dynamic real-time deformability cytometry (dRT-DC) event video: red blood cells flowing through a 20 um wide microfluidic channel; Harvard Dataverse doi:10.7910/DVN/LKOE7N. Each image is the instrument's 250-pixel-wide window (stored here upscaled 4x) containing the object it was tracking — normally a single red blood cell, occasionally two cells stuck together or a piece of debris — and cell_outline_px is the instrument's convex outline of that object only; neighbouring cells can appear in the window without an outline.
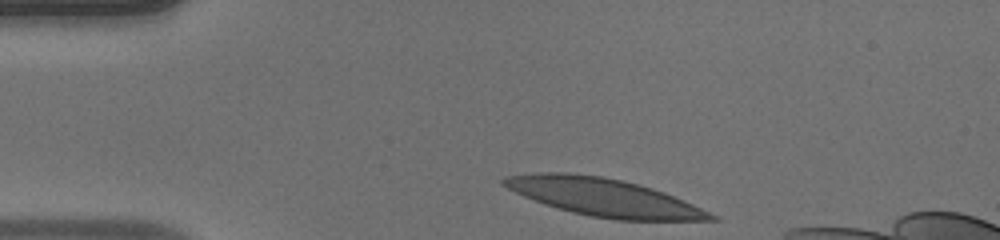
{"species": "human", "species_latin": "Homo sapiens", "temperature_condition": "warm", "stored_images_in_passage": 32, "camera_frame_rate_fps": 3000, "um_per_image_px": 0.085, "donor": {"sex": "male"}, "frame": {"image": 1, "passage_image": 1, "time_ms": 0.0, "image_size_px": [1000, 240], "cell_outline_px": [[720, 220], [616, 220], [588, 216], [572, 212], [524, 196], [500, 184], [500, 180], [508, 176], [540, 172], [564, 172], [604, 176], [652, 188], [664, 192], [692, 204], [716, 216]], "centroid_in_image_um": [51.3, 16.76], "position_along_channel_um": 33.7, "area_um2": 44.85}}
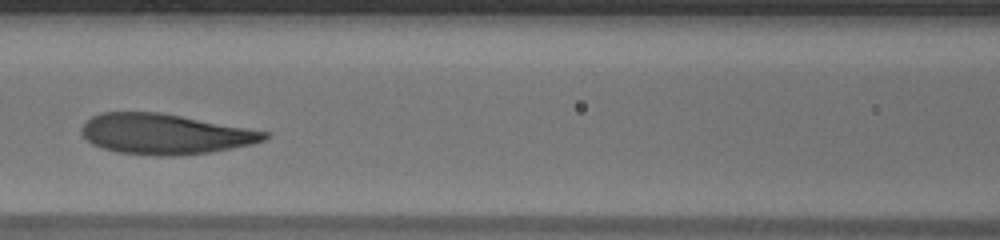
{"frame": {"image": 2, "passage_image": 13, "time_ms": 4.0, "image_size_px": [1000, 240], "cell_outline_px": [[268, 136], [264, 140], [252, 144], [208, 152], [176, 156], [156, 156], [116, 152], [92, 144], [80, 132], [80, 128], [92, 116], [100, 112], [160, 112], [268, 132]], "centroid_in_image_um": [13.96, 11.39], "position_along_channel_um": 152.6, "area_um2": 42.71}}
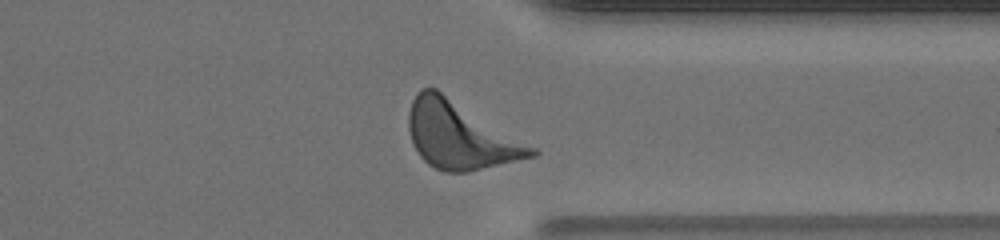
{"frame": {"image": 3, "passage_image": 29, "time_ms": 9.333, "image_size_px": [1000, 240], "cell_outline_px": [[540, 152], [536, 156], [468, 172], [444, 172], [428, 164], [420, 156], [412, 144], [408, 128], [408, 112], [412, 100], [416, 92], [420, 88], [436, 88], [536, 148]], "centroid_in_image_um": [39.09, 11.51], "position_along_channel_um": 372.3, "area_um2": 47.92}, "authors_computed_cell_mechanics": {"area_um2": 43.6968, "velocity_mm_per_s": 4.1714, "shape_relaxation_time_tau1_ms": 2.3057, "shape_relaxation_time_tau2_ms": 2.5987, "deformation_change_tau1": 0.1368, "deformation_change_tau2": 0.1106}}